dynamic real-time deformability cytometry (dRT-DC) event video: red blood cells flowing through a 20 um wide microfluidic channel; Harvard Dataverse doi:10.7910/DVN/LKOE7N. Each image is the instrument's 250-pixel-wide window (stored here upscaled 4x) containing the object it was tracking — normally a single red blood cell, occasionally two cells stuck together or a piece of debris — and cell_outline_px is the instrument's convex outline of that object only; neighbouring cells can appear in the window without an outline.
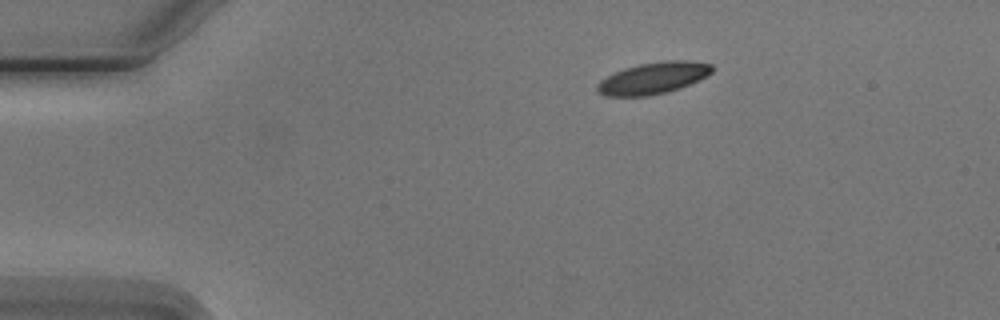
{"species": "Egyptian fruit bat (a non-hibernating species)", "species_latin": "Rousettus aegyptiacus", "temperature_condition": "cold", "stored_images_in_passage": 4, "camera_frame_rate_fps": 3000, "um_per_image_px": 0.085, "animal": {"sex": "male"}, "frame": {"image": 1, "passage_image": 1, "time_ms": 0.0, "image_size_px": [1000, 320], "cell_outline_px": [[712, 72], [700, 80], [680, 88], [668, 92], [648, 96], [604, 96], [596, 92], [596, 84], [600, 80], [624, 68], [640, 64], [664, 60], [688, 60], [712, 64]], "centroid_in_image_um": [55.51, 6.64], "position_along_channel_um": 29.5, "area_um2": 21.33}}
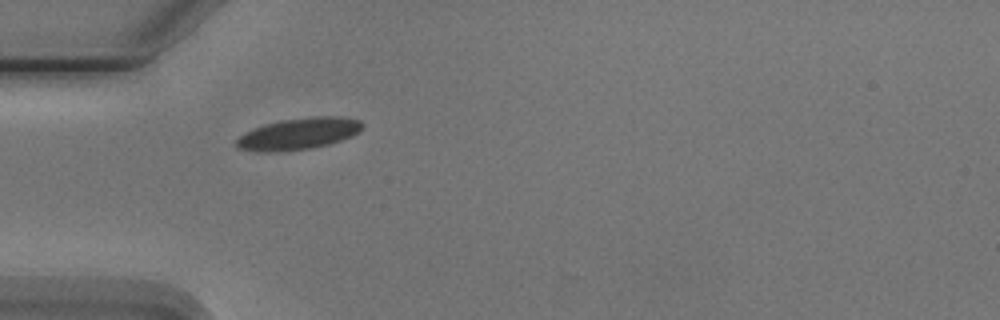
{"frame": {"image": 2, "passage_image": 3, "time_ms": 2.333, "image_size_px": [1000, 320], "cell_outline_px": [[364, 128], [360, 132], [352, 136], [328, 144], [312, 148], [272, 152], [256, 152], [236, 148], [232, 144], [244, 132], [268, 124], [284, 120], [316, 116], [340, 116], [360, 120], [364, 124]], "centroid_in_image_um": [25.39, 11.38], "position_along_channel_um": 59.6, "area_um2": 23.24}}
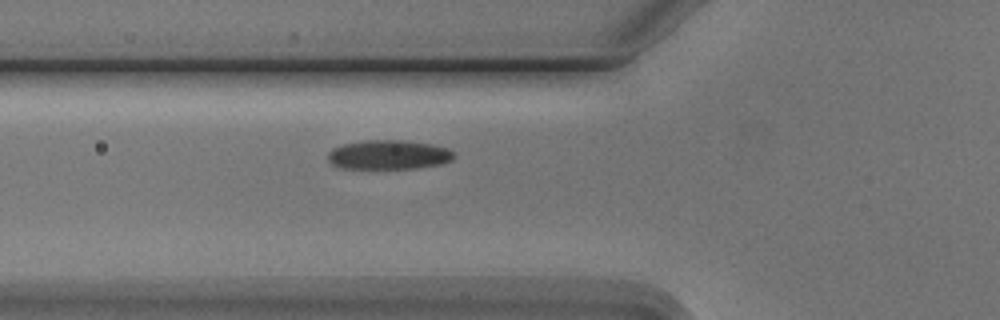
{"frame": {"image": 3, "passage_image": 4, "time_ms": 3.333, "image_size_px": [1000, 320], "cell_outline_px": [[456, 156], [452, 160], [444, 164], [416, 168], [340, 168], [332, 164], [328, 160], [328, 152], [332, 148], [344, 144], [364, 140], [400, 140], [432, 144], [448, 148]], "centroid_in_image_um": [33.05, 13.15], "position_along_channel_um": 92.7, "area_um2": 21.62}}